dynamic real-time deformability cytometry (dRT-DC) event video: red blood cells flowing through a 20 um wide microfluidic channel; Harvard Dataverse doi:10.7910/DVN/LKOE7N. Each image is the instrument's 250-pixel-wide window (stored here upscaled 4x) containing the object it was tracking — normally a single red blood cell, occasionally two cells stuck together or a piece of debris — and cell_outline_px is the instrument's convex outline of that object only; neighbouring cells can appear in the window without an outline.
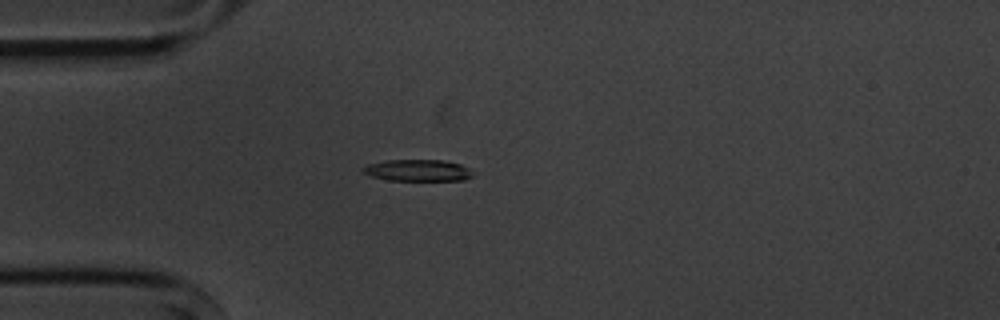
{"species": "common noctule bat (a hibernating species)", "species_latin": "Nyctalus noctula", "temperature_condition": "cold", "stored_images_in_passage": 3, "camera_frame_rate_fps": 3000, "um_per_image_px": 0.085, "animal": {"sex": "male", "body_mass_g": 20.1, "forearm_length_mm": 53.5}, "frame": {"image": 1, "passage_image": 3, "time_ms": 2.0, "image_size_px": [1000, 320], "cell_outline_px": [[472, 176], [464, 180], [388, 180], [372, 176], [364, 172], [360, 168], [368, 164], [388, 160], [444, 160], [460, 164], [468, 168], [472, 172]], "centroid_in_image_um": [35.51, 14.47], "position_along_channel_um": 49.5, "area_um2": 13.7}}